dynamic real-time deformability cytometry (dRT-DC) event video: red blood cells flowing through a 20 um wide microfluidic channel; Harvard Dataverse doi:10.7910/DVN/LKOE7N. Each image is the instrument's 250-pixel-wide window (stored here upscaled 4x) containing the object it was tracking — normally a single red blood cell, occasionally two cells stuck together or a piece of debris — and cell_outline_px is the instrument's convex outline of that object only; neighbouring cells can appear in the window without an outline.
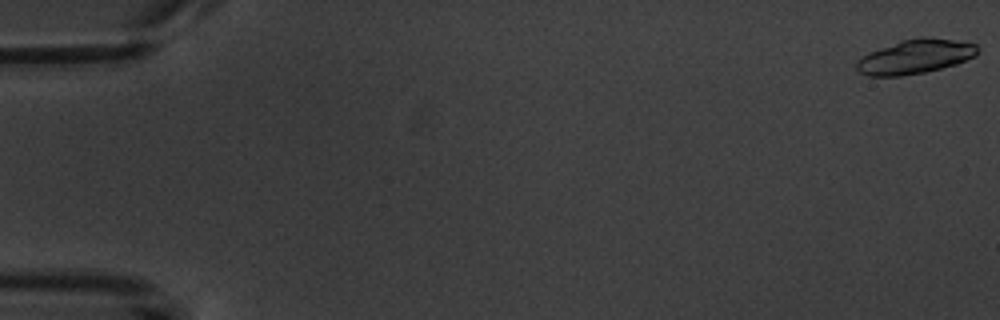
{"species": "common noctule bat (a hibernating species)", "species_latin": "Nyctalus noctula", "temperature_condition": "warm", "stored_images_in_passage": 6, "camera_frame_rate_fps": 3000, "um_per_image_px": 0.085, "animal": {"sex": "male", "body_mass_g": 20.1, "forearm_length_mm": 53.5}, "frame": {"image": 1, "passage_image": 1, "time_ms": 0.0, "image_size_px": [1000, 320], "cell_outline_px": [[980, 52], [976, 56], [956, 64], [924, 72], [900, 76], [868, 76], [860, 72], [856, 68], [856, 64], [868, 52], [900, 40], [924, 36], [952, 40], [976, 44], [980, 48]], "centroid_in_image_um": [77.82, 4.8], "position_along_channel_um": 7.2, "area_um2": 24.1}}
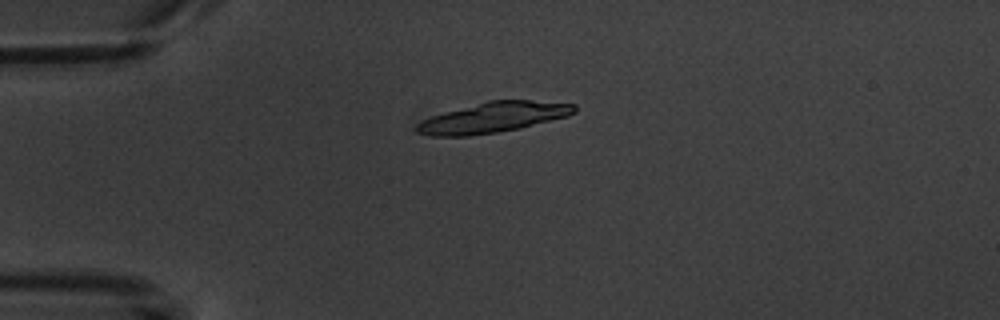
{"frame": {"image": 2, "passage_image": 5, "time_ms": 4.667, "image_size_px": [1000, 320], "cell_outline_px": [[576, 112], [568, 116], [520, 128], [496, 132], [468, 136], [432, 136], [416, 132], [416, 124], [420, 120], [444, 112], [488, 100], [528, 100], [576, 104]], "centroid_in_image_um": [41.91, 9.98], "position_along_channel_um": 43.1, "area_um2": 27.8}}